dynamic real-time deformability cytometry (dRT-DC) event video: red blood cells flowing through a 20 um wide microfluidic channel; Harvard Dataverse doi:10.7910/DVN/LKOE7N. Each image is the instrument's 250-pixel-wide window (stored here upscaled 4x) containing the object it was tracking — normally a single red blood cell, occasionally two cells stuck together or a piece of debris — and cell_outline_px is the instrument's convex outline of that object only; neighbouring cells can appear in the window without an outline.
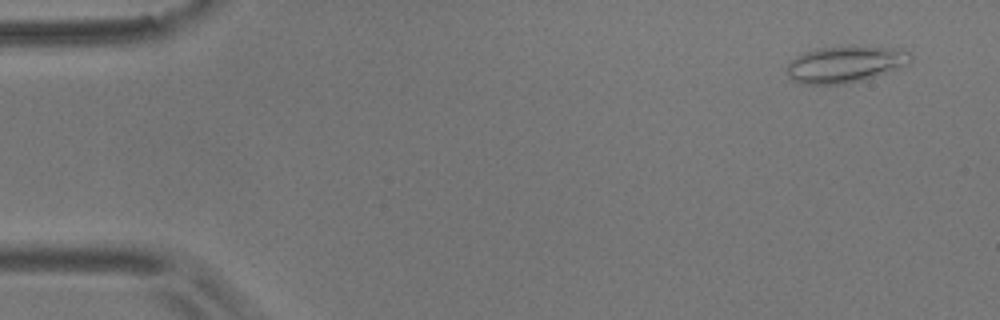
{"species": "common noctule bat (a hibernating species)", "species_latin": "Nyctalus noctula", "temperature_condition": "room temperature", "stored_images_in_passage": 56, "camera_frame_rate_fps": 3000, "um_per_image_px": 0.085, "animal": {"sex": "male", "body_mass_g": 17.9}, "frame": {"image": 1, "passage_image": 4, "time_ms": 1.0, "image_size_px": [1000, 320], "cell_outline_px": [[912, 56], [908, 64], [864, 80], [840, 84], [804, 84], [792, 80], [788, 76], [788, 64], [796, 56], [804, 52], [816, 48], [856, 44], [892, 48], [912, 52]], "centroid_in_image_um": [71.85, 5.43], "position_along_channel_um": 13.2, "area_um2": 26.65}}
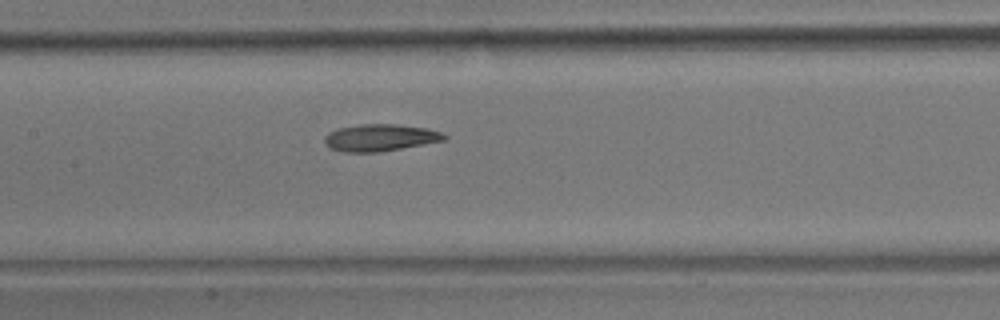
{"frame": {"image": 2, "passage_image": 27, "time_ms": 8.667, "image_size_px": [1000, 320], "cell_outline_px": [[448, 136], [444, 140], [424, 144], [376, 152], [344, 152], [328, 148], [324, 144], [324, 136], [328, 132], [336, 128], [360, 124], [396, 124], [428, 128], [440, 132]], "centroid_in_image_um": [32.25, 11.69], "position_along_channel_um": 175.2, "area_um2": 18.9}}
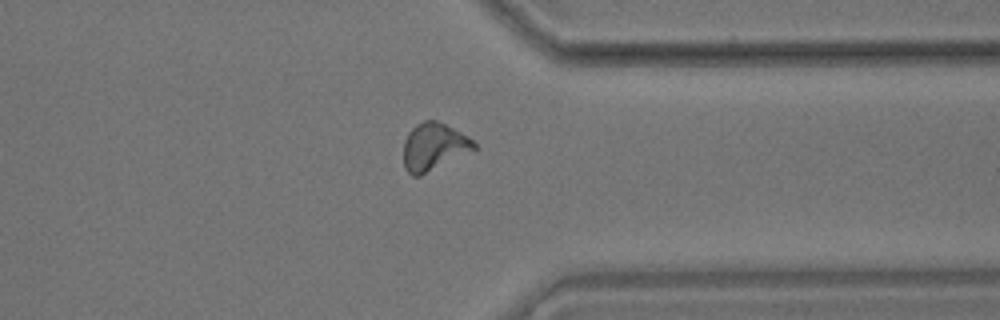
{"frame": {"image": 3, "passage_image": 44, "time_ms": 14.333, "image_size_px": [1000, 320], "cell_outline_px": [[476, 148], [420, 176], [412, 176], [404, 168], [404, 140], [408, 132], [416, 124], [424, 120], [436, 120], [468, 136], [476, 144]], "centroid_in_image_um": [36.83, 12.47], "position_along_channel_um": 374.6, "area_um2": 19.19}, "authors_computed_cell_mechanics": {"area_um2": 18.8428, "velocity_mm_per_s": 3.5895, "shape_relaxation_time_tau1_ms": 10.1758, "shape_relaxation_time_tau2_ms": 3.4553, "deformation_change_tau1": 0.2258, "deformation_change_tau2": 0.1161}}